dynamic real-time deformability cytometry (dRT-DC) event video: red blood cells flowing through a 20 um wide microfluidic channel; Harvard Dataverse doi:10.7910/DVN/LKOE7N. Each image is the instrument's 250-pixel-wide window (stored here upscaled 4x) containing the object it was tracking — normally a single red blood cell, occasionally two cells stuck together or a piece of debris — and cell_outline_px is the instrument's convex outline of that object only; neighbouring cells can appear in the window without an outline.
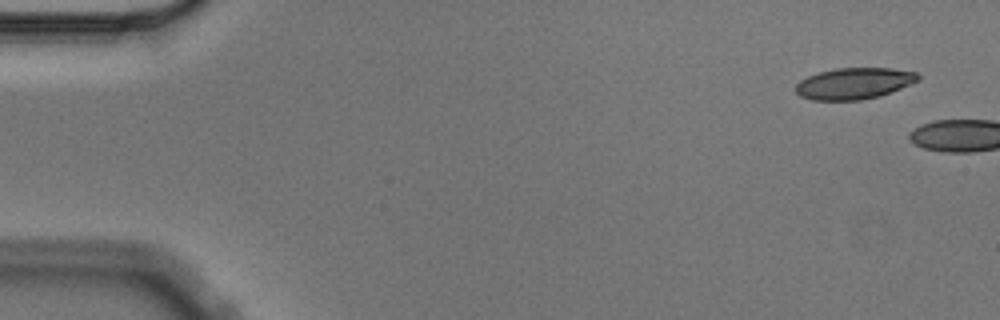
{"species": "Egyptian fruit bat (a non-hibernating species)", "species_latin": "Rousettus aegyptiacus", "temperature_condition": "cold", "stored_images_in_passage": 4, "camera_frame_rate_fps": 3000, "um_per_image_px": 0.085, "animal": {"sex": "male"}, "frame": {"image": 1, "passage_image": 1, "time_ms": 0.0, "image_size_px": [1000, 320], "cell_outline_px": [[920, 80], [880, 96], [860, 100], [812, 100], [800, 96], [796, 92], [796, 84], [800, 80], [808, 76], [820, 72], [836, 68], [888, 68], [916, 72], [920, 76]], "centroid_in_image_um": [72.59, 7.09], "position_along_channel_um": 12.4, "area_um2": 22.25}}
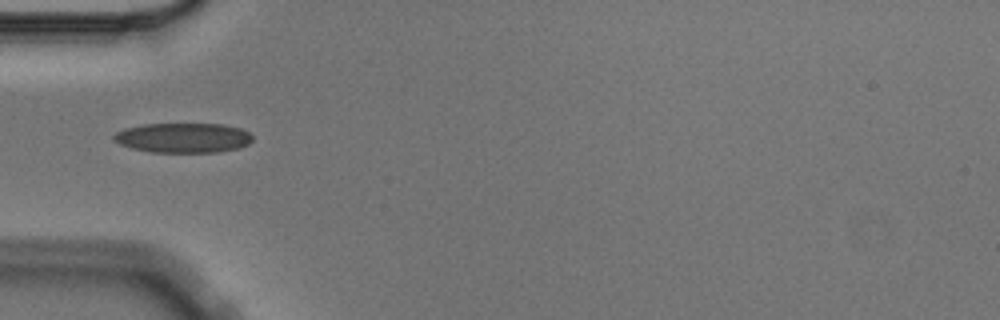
{"frame": {"image": 2, "passage_image": 3, "time_ms": 0.667, "image_size_px": [1000, 320], "cell_outline_px": [[252, 140], [248, 144], [240, 148], [216, 152], [148, 152], [132, 148], [120, 144], [112, 140], [112, 136], [116, 132], [124, 128], [144, 124], [220, 124], [240, 128], [248, 132], [252, 136]], "centroid_in_image_um": [15.54, 11.71], "position_along_channel_um": 69.5, "area_um2": 24.16}}
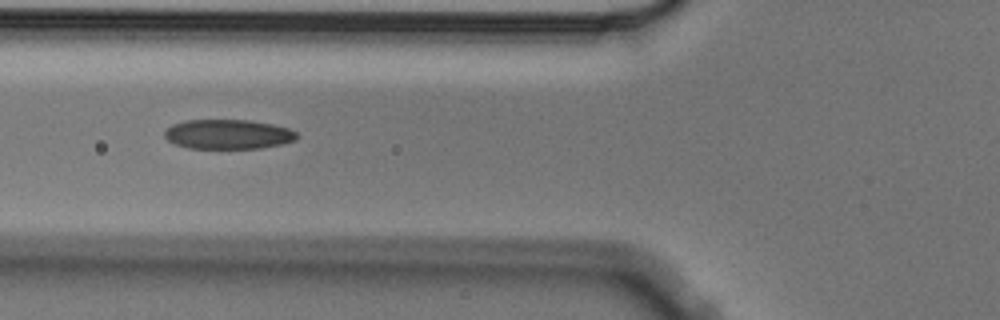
{"frame": {"image": 3, "passage_image": 4, "time_ms": 1.0, "image_size_px": [1000, 320], "cell_outline_px": [[300, 136], [296, 140], [284, 144], [260, 148], [188, 148], [176, 144], [168, 140], [164, 136], [164, 132], [172, 124], [184, 120], [252, 120], [272, 124], [288, 128], [296, 132]], "centroid_in_image_um": [19.42, 11.41], "position_along_channel_um": 106.4, "area_um2": 22.95}}